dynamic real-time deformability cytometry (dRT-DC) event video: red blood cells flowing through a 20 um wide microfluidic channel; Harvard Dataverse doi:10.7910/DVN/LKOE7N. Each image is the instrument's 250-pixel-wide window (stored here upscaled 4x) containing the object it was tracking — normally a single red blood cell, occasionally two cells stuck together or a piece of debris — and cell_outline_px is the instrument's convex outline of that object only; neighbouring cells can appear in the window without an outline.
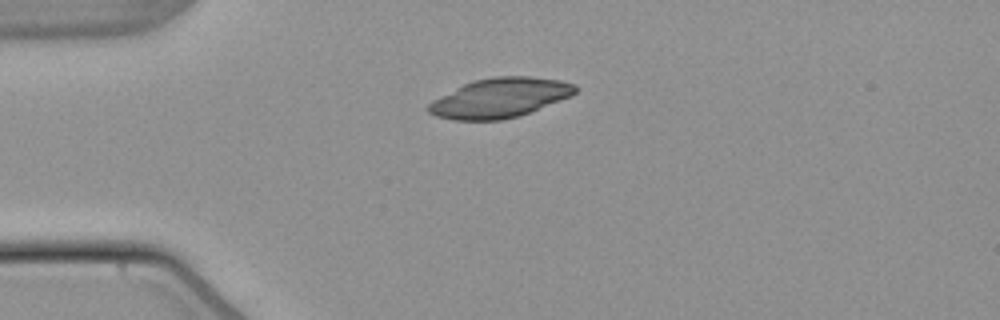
{"species": "common noctule bat (a hibernating species)", "species_latin": "Nyctalus noctula", "temperature_condition": "warm", "stored_images_in_passage": 41, "camera_frame_rate_fps": 3000, "um_per_image_px": 0.085, "animal": {"sex": "male", "body_mass_g": 21.5, "forearm_length_mm": 52.0}, "frame": {"image": 1, "passage_image": 1, "time_ms": 0.0, "image_size_px": [1000, 320], "cell_outline_px": [[576, 92], [572, 96], [532, 112], [520, 116], [500, 120], [452, 120], [436, 116], [428, 112], [424, 108], [432, 100], [472, 80], [492, 76], [528, 76], [560, 80], [576, 84]], "centroid_in_image_um": [42.49, 8.32], "position_along_channel_um": 42.5, "area_um2": 34.16}}
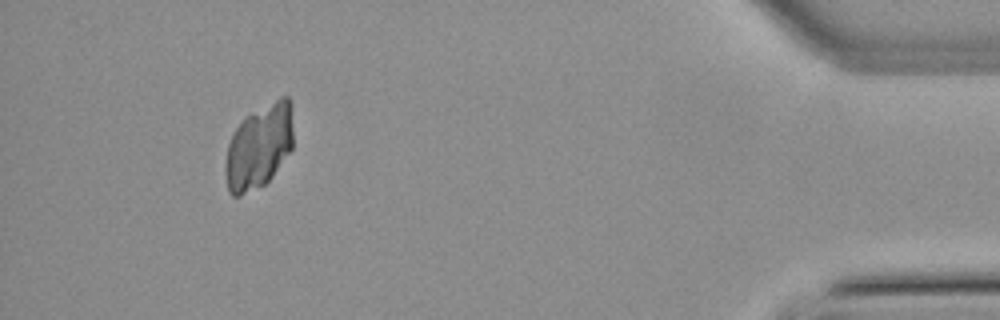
{"frame": {"image": 2, "passage_image": 37, "time_ms": 12.0, "image_size_px": [1000, 320], "cell_outline_px": [[292, 148], [272, 176], [264, 184], [240, 196], [232, 196], [228, 192], [228, 144], [240, 120], [244, 116], [280, 96], [288, 96], [292, 128]], "centroid_in_image_um": [22.03, 12.43], "position_along_channel_um": 413.2, "area_um2": 32.48}}